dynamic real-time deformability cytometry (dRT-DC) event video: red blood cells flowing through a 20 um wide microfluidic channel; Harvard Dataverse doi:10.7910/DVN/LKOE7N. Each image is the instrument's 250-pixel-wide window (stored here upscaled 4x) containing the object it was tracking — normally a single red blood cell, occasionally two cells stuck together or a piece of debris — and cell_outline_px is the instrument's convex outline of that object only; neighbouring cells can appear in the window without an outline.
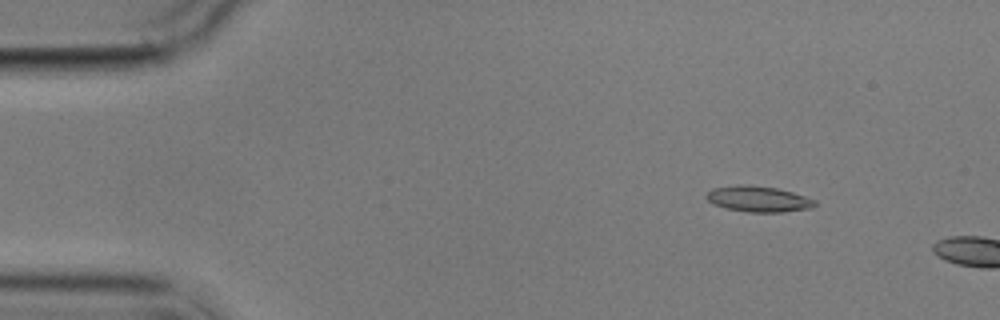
{"species": "common noctule bat (a hibernating species)", "species_latin": "Nyctalus noctula", "temperature_condition": "cold", "stored_images_in_passage": 3, "camera_frame_rate_fps": 3000, "um_per_image_px": 0.085, "animal": {"sex": "male", "body_mass_g": 17.9}, "frame": {"image": 1, "passage_image": 2, "time_ms": 2.0, "image_size_px": [1000, 320], "cell_outline_px": [[816, 204], [812, 208], [784, 212], [748, 212], [724, 208], [712, 204], [704, 196], [712, 188], [740, 184], [744, 184], [776, 188], [792, 192], [816, 200]], "centroid_in_image_um": [64.43, 16.92], "position_along_channel_um": 20.6, "area_um2": 16.42}}